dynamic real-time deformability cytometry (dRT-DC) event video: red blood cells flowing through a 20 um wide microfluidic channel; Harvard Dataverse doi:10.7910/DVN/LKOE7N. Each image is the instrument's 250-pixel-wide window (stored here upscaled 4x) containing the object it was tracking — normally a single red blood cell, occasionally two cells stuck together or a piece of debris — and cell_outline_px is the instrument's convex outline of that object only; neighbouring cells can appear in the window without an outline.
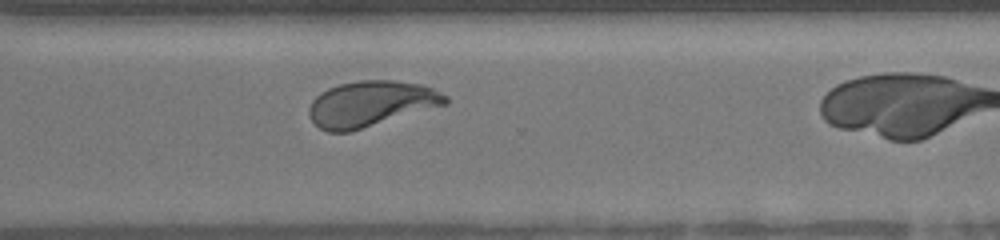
{"species": "human", "species_latin": "Homo sapiens", "temperature_condition": "warm", "stored_images_in_passage": 26, "camera_frame_rate_fps": 3000, "um_per_image_px": 0.085, "donor": {"sex": "female"}, "frame": {"image": 1, "passage_image": 22, "time_ms": 7.0, "image_size_px": [1000, 240], "cell_outline_px": [[448, 104], [348, 132], [328, 132], [320, 128], [312, 120], [308, 112], [308, 108], [312, 100], [320, 92], [328, 88], [340, 84], [360, 80], [392, 80], [420, 84], [432, 88], [448, 96]], "centroid_in_image_um": [31.52, 8.81], "position_along_channel_um": 339.1, "area_um2": 36.13}}